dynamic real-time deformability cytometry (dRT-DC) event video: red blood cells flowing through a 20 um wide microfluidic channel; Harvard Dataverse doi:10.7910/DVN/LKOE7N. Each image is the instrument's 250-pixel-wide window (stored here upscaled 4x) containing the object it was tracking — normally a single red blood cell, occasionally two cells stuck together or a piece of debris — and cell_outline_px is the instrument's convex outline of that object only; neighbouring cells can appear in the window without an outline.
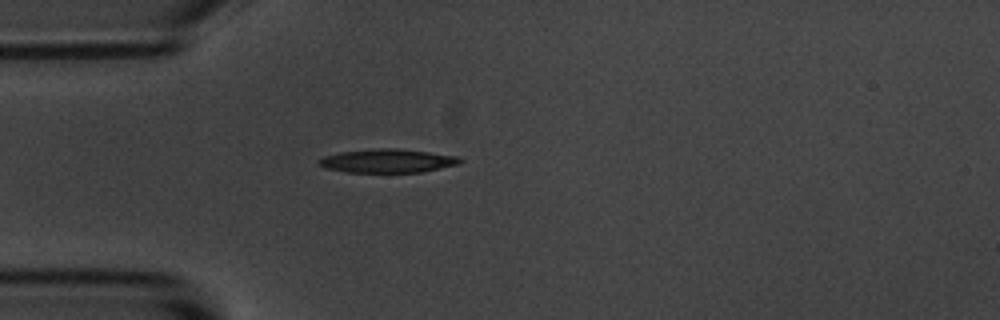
{"species": "common noctule bat (a hibernating species)", "species_latin": "Nyctalus noctula", "temperature_condition": "room temperature", "stored_images_in_passage": 1, "camera_frame_rate_fps": 3000, "um_per_image_px": 0.085, "animal": {"sex": "male", "body_mass_g": 20.1, "forearm_length_mm": 53.5}, "frame": {"image": 1, "passage_image": 1, "time_ms": 0.0, "image_size_px": [1000, 320], "cell_outline_px": [[464, 160], [460, 164], [420, 172], [344, 172], [324, 168], [316, 160], [324, 156], [340, 152], [376, 148], [396, 148], [460, 156]], "centroid_in_image_um": [32.95, 13.67], "position_along_channel_um": 52.1, "area_um2": 19.54}}